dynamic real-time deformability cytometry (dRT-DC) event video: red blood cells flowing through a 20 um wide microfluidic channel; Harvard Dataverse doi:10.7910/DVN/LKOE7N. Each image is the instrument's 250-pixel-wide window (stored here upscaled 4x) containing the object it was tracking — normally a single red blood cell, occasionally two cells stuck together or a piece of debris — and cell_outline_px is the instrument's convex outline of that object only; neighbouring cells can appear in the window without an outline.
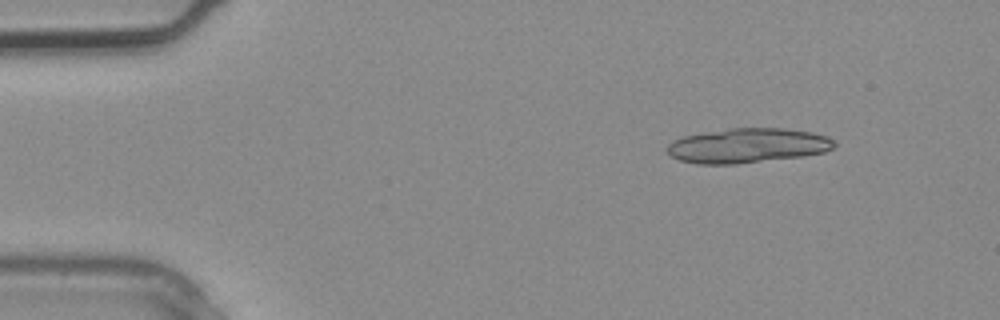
{"species": "common noctule bat (a hibernating species)", "species_latin": "Nyctalus noctula", "temperature_condition": "warm", "stored_images_in_passage": 2, "camera_frame_rate_fps": 3000, "um_per_image_px": 0.085, "animal": {"sex": "male", "body_mass_g": 20.4}, "frame": {"image": 1, "passage_image": 1, "time_ms": 0.0, "image_size_px": [1000, 320], "cell_outline_px": [[836, 144], [832, 148], [824, 152], [800, 156], [736, 164], [696, 164], [680, 160], [672, 156], [664, 148], [672, 140], [680, 136], [728, 128], [784, 128], [812, 132], [828, 136]], "centroid_in_image_um": [63.49, 12.36], "position_along_channel_um": 21.5, "area_um2": 33.87}}